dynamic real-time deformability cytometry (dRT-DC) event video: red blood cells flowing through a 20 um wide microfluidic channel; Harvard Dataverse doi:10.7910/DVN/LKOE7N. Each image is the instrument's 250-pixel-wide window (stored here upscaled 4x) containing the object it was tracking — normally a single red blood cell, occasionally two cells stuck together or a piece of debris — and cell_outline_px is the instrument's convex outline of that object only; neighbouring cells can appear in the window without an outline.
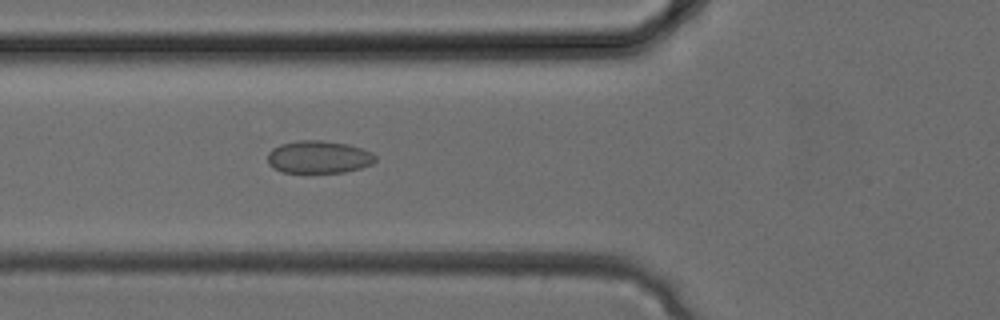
{"species": "common noctule bat (a hibernating species)", "species_latin": "Nyctalus noctula", "temperature_condition": "cold", "stored_images_in_passage": 26, "camera_frame_rate_fps": 3000, "um_per_image_px": 0.085, "animal": {"sex": "female", "body_mass_g": 24.6, "forearm_length_mm": 56.2}, "frame": {"image": 1, "passage_image": 4, "time_ms": 1.0, "image_size_px": [1000, 320], "cell_outline_px": [[376, 160], [372, 164], [360, 168], [344, 172], [284, 172], [272, 168], [268, 164], [268, 152], [272, 148], [280, 144], [300, 140], [320, 140], [348, 144], [372, 152], [376, 156]], "centroid_in_image_um": [27.08, 13.34], "position_along_channel_um": 98.7, "area_um2": 20.46}}
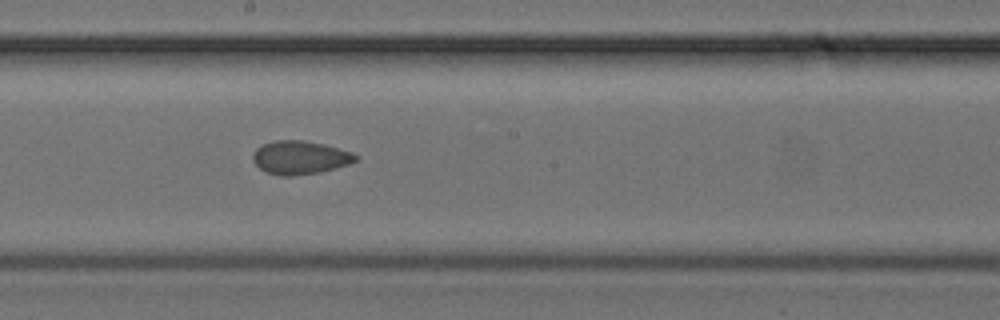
{"frame": {"image": 2, "passage_image": 10, "time_ms": 3.0, "image_size_px": [1000, 320], "cell_outline_px": [[360, 160], [348, 164], [320, 172], [292, 176], [280, 176], [268, 172], [260, 168], [252, 160], [252, 152], [256, 148], [264, 144], [276, 140], [304, 140], [324, 144], [352, 152], [360, 156]], "centroid_in_image_um": [25.52, 13.38], "position_along_channel_um": 222.7, "area_um2": 20.11}}
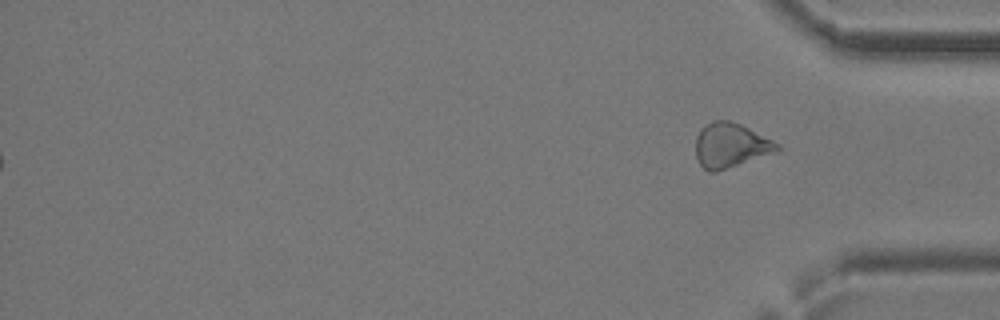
{"frame": {"image": 3, "passage_image": 26, "time_ms": 8.333, "image_size_px": [1000, 320], "cell_outline_px": [[780, 148], [716, 172], [708, 172], [700, 164], [696, 156], [696, 136], [700, 128], [704, 124], [712, 120], [728, 120], [740, 124], [780, 144]], "centroid_in_image_um": [62.0, 12.32], "position_along_channel_um": 373.2, "area_um2": 20.58}}